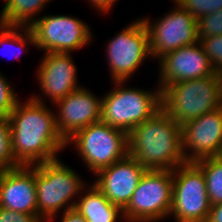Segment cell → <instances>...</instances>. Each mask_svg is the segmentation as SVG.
I'll use <instances>...</instances> for the list:
<instances>
[{"label":"cell","instance_id":"obj_1","mask_svg":"<svg viewBox=\"0 0 222 222\" xmlns=\"http://www.w3.org/2000/svg\"><path fill=\"white\" fill-rule=\"evenodd\" d=\"M41 97L31 95L25 103L18 100L8 116L12 152L20 166L56 160L58 153L67 147L56 127L55 112Z\"/></svg>","mask_w":222,"mask_h":222},{"label":"cell","instance_id":"obj_2","mask_svg":"<svg viewBox=\"0 0 222 222\" xmlns=\"http://www.w3.org/2000/svg\"><path fill=\"white\" fill-rule=\"evenodd\" d=\"M128 155L149 170H174L185 164L181 125L160 109L128 133Z\"/></svg>","mask_w":222,"mask_h":222},{"label":"cell","instance_id":"obj_3","mask_svg":"<svg viewBox=\"0 0 222 222\" xmlns=\"http://www.w3.org/2000/svg\"><path fill=\"white\" fill-rule=\"evenodd\" d=\"M85 185L86 181L59 158L35 165L37 219L51 222L61 209H74V198L82 195Z\"/></svg>","mask_w":222,"mask_h":222},{"label":"cell","instance_id":"obj_4","mask_svg":"<svg viewBox=\"0 0 222 222\" xmlns=\"http://www.w3.org/2000/svg\"><path fill=\"white\" fill-rule=\"evenodd\" d=\"M222 107V75L167 85L162 90V108L181 126L192 119Z\"/></svg>","mask_w":222,"mask_h":222},{"label":"cell","instance_id":"obj_5","mask_svg":"<svg viewBox=\"0 0 222 222\" xmlns=\"http://www.w3.org/2000/svg\"><path fill=\"white\" fill-rule=\"evenodd\" d=\"M113 84L114 89L101 97V120L109 126L128 134L162 109L160 87L148 91L137 87H126L123 85L124 81H116Z\"/></svg>","mask_w":222,"mask_h":222},{"label":"cell","instance_id":"obj_6","mask_svg":"<svg viewBox=\"0 0 222 222\" xmlns=\"http://www.w3.org/2000/svg\"><path fill=\"white\" fill-rule=\"evenodd\" d=\"M66 144L68 147L74 144L78 155L94 174L128 155V134L102 120L77 131Z\"/></svg>","mask_w":222,"mask_h":222},{"label":"cell","instance_id":"obj_7","mask_svg":"<svg viewBox=\"0 0 222 222\" xmlns=\"http://www.w3.org/2000/svg\"><path fill=\"white\" fill-rule=\"evenodd\" d=\"M173 196L172 170H149L141 177L128 205L127 222H158L170 214Z\"/></svg>","mask_w":222,"mask_h":222},{"label":"cell","instance_id":"obj_8","mask_svg":"<svg viewBox=\"0 0 222 222\" xmlns=\"http://www.w3.org/2000/svg\"><path fill=\"white\" fill-rule=\"evenodd\" d=\"M173 196L169 216L177 222H206L211 209L205 176L194 162L172 170Z\"/></svg>","mask_w":222,"mask_h":222},{"label":"cell","instance_id":"obj_9","mask_svg":"<svg viewBox=\"0 0 222 222\" xmlns=\"http://www.w3.org/2000/svg\"><path fill=\"white\" fill-rule=\"evenodd\" d=\"M106 46V58L112 82H126L145 61V58H151L149 33L141 18L135 19L120 30Z\"/></svg>","mask_w":222,"mask_h":222},{"label":"cell","instance_id":"obj_10","mask_svg":"<svg viewBox=\"0 0 222 222\" xmlns=\"http://www.w3.org/2000/svg\"><path fill=\"white\" fill-rule=\"evenodd\" d=\"M35 46L44 53H70L87 46L92 41L90 26L69 15H43L29 27Z\"/></svg>","mask_w":222,"mask_h":222},{"label":"cell","instance_id":"obj_11","mask_svg":"<svg viewBox=\"0 0 222 222\" xmlns=\"http://www.w3.org/2000/svg\"><path fill=\"white\" fill-rule=\"evenodd\" d=\"M175 9L164 13L156 22L147 17L143 21L149 33V51L152 58L160 59L167 52L199 42L197 20L179 3L172 0Z\"/></svg>","mask_w":222,"mask_h":222},{"label":"cell","instance_id":"obj_12","mask_svg":"<svg viewBox=\"0 0 222 222\" xmlns=\"http://www.w3.org/2000/svg\"><path fill=\"white\" fill-rule=\"evenodd\" d=\"M181 127L182 152L187 162L222 156V107L187 121Z\"/></svg>","mask_w":222,"mask_h":222},{"label":"cell","instance_id":"obj_13","mask_svg":"<svg viewBox=\"0 0 222 222\" xmlns=\"http://www.w3.org/2000/svg\"><path fill=\"white\" fill-rule=\"evenodd\" d=\"M158 63L160 68L158 87L161 90L172 83L202 78L215 73L200 42L167 52Z\"/></svg>","mask_w":222,"mask_h":222},{"label":"cell","instance_id":"obj_14","mask_svg":"<svg viewBox=\"0 0 222 222\" xmlns=\"http://www.w3.org/2000/svg\"><path fill=\"white\" fill-rule=\"evenodd\" d=\"M101 101L102 98L81 86L54 104L59 109L55 113L56 127L65 141L77 131L101 120Z\"/></svg>","mask_w":222,"mask_h":222},{"label":"cell","instance_id":"obj_15","mask_svg":"<svg viewBox=\"0 0 222 222\" xmlns=\"http://www.w3.org/2000/svg\"><path fill=\"white\" fill-rule=\"evenodd\" d=\"M147 169L135 158L127 155L109 167L101 169L92 183L114 205L122 210L128 205L132 194Z\"/></svg>","mask_w":222,"mask_h":222},{"label":"cell","instance_id":"obj_16","mask_svg":"<svg viewBox=\"0 0 222 222\" xmlns=\"http://www.w3.org/2000/svg\"><path fill=\"white\" fill-rule=\"evenodd\" d=\"M43 55L36 76L41 92L55 104L81 87L77 83V66L70 53L49 52Z\"/></svg>","mask_w":222,"mask_h":222},{"label":"cell","instance_id":"obj_17","mask_svg":"<svg viewBox=\"0 0 222 222\" xmlns=\"http://www.w3.org/2000/svg\"><path fill=\"white\" fill-rule=\"evenodd\" d=\"M0 207L37 218L35 165L0 171Z\"/></svg>","mask_w":222,"mask_h":222},{"label":"cell","instance_id":"obj_18","mask_svg":"<svg viewBox=\"0 0 222 222\" xmlns=\"http://www.w3.org/2000/svg\"><path fill=\"white\" fill-rule=\"evenodd\" d=\"M82 194L76 201L74 210L86 222H117L118 217L120 220L123 219V210L112 204L92 183L82 191Z\"/></svg>","mask_w":222,"mask_h":222},{"label":"cell","instance_id":"obj_19","mask_svg":"<svg viewBox=\"0 0 222 222\" xmlns=\"http://www.w3.org/2000/svg\"><path fill=\"white\" fill-rule=\"evenodd\" d=\"M0 12V24L30 27L50 0H5Z\"/></svg>","mask_w":222,"mask_h":222},{"label":"cell","instance_id":"obj_20","mask_svg":"<svg viewBox=\"0 0 222 222\" xmlns=\"http://www.w3.org/2000/svg\"><path fill=\"white\" fill-rule=\"evenodd\" d=\"M29 44L31 46H35L34 35L29 27L8 26L0 24V48L4 50L5 54L4 52L2 53L5 56L7 54V56H9L10 58L18 57V52L19 54L24 52L26 49L25 47H27V45ZM4 45H9L8 47L11 46V50L8 48L7 51V47L5 48ZM12 48H14L15 50H12Z\"/></svg>","mask_w":222,"mask_h":222},{"label":"cell","instance_id":"obj_21","mask_svg":"<svg viewBox=\"0 0 222 222\" xmlns=\"http://www.w3.org/2000/svg\"><path fill=\"white\" fill-rule=\"evenodd\" d=\"M204 173L211 205L222 202V156L207 157L194 162Z\"/></svg>","mask_w":222,"mask_h":222},{"label":"cell","instance_id":"obj_22","mask_svg":"<svg viewBox=\"0 0 222 222\" xmlns=\"http://www.w3.org/2000/svg\"><path fill=\"white\" fill-rule=\"evenodd\" d=\"M19 166L14 160L12 152L9 119L0 116V171L11 170Z\"/></svg>","mask_w":222,"mask_h":222},{"label":"cell","instance_id":"obj_23","mask_svg":"<svg viewBox=\"0 0 222 222\" xmlns=\"http://www.w3.org/2000/svg\"><path fill=\"white\" fill-rule=\"evenodd\" d=\"M215 73L222 75V35L199 38Z\"/></svg>","mask_w":222,"mask_h":222},{"label":"cell","instance_id":"obj_24","mask_svg":"<svg viewBox=\"0 0 222 222\" xmlns=\"http://www.w3.org/2000/svg\"><path fill=\"white\" fill-rule=\"evenodd\" d=\"M197 20L222 9V0H175Z\"/></svg>","mask_w":222,"mask_h":222},{"label":"cell","instance_id":"obj_25","mask_svg":"<svg viewBox=\"0 0 222 222\" xmlns=\"http://www.w3.org/2000/svg\"><path fill=\"white\" fill-rule=\"evenodd\" d=\"M198 38L222 35V9L197 19Z\"/></svg>","mask_w":222,"mask_h":222},{"label":"cell","instance_id":"obj_26","mask_svg":"<svg viewBox=\"0 0 222 222\" xmlns=\"http://www.w3.org/2000/svg\"><path fill=\"white\" fill-rule=\"evenodd\" d=\"M18 95L7 78L0 73V116L8 117L14 110Z\"/></svg>","mask_w":222,"mask_h":222},{"label":"cell","instance_id":"obj_27","mask_svg":"<svg viewBox=\"0 0 222 222\" xmlns=\"http://www.w3.org/2000/svg\"><path fill=\"white\" fill-rule=\"evenodd\" d=\"M0 222H40L34 215L0 207Z\"/></svg>","mask_w":222,"mask_h":222},{"label":"cell","instance_id":"obj_28","mask_svg":"<svg viewBox=\"0 0 222 222\" xmlns=\"http://www.w3.org/2000/svg\"><path fill=\"white\" fill-rule=\"evenodd\" d=\"M89 3L95 7V10L100 13H109L113 8V5L116 3L117 0H87Z\"/></svg>","mask_w":222,"mask_h":222},{"label":"cell","instance_id":"obj_29","mask_svg":"<svg viewBox=\"0 0 222 222\" xmlns=\"http://www.w3.org/2000/svg\"><path fill=\"white\" fill-rule=\"evenodd\" d=\"M206 222H222V202L211 205L209 216Z\"/></svg>","mask_w":222,"mask_h":222},{"label":"cell","instance_id":"obj_30","mask_svg":"<svg viewBox=\"0 0 222 222\" xmlns=\"http://www.w3.org/2000/svg\"><path fill=\"white\" fill-rule=\"evenodd\" d=\"M60 222H86V220L74 209L63 212Z\"/></svg>","mask_w":222,"mask_h":222}]
</instances>
